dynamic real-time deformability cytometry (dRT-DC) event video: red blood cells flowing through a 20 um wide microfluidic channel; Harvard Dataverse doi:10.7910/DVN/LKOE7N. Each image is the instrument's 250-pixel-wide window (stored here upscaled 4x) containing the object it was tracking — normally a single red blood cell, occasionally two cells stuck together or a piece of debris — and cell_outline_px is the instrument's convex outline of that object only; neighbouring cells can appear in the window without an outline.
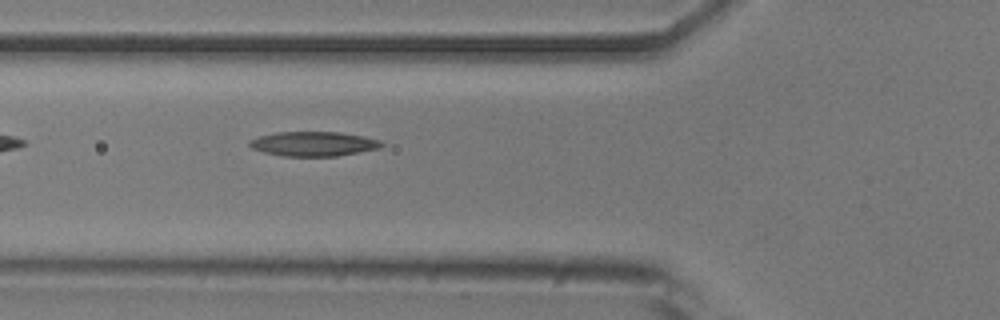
{"species": "common noctule bat (a hibernating species)", "species_latin": "Nyctalus noctula", "temperature_condition": "room temperature", "stored_images_in_passage": 3, "camera_frame_rate_fps": 3000, "um_per_image_px": 0.085, "animal": {"sex": "male", "body_mass_g": 20.5, "forearm_length_mm": 52.5}, "frame": {"image": 1, "passage_image": 3, "time_ms": 0.667, "image_size_px": [1000, 320], "cell_outline_px": [[384, 144], [380, 148], [336, 156], [280, 156], [264, 152], [252, 148], [248, 144], [248, 140], [260, 136], [276, 132], [340, 132], [364, 136], [380, 140]], "centroid_in_image_um": [26.64, 12.22], "position_along_channel_um": 99.2, "area_um2": 18.9}}